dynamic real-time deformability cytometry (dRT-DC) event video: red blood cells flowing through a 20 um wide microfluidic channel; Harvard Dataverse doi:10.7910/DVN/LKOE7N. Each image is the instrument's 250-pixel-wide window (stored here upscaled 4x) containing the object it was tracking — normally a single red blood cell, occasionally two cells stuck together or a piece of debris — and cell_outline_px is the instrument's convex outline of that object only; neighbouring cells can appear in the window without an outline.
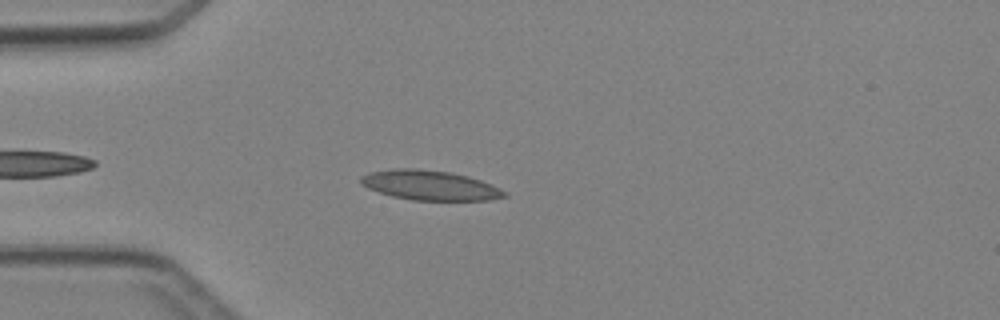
{"species": "Egyptian fruit bat (a non-hibernating species)", "species_latin": "Rousettus aegyptiacus", "temperature_condition": "cold", "stored_images_in_passage": 3, "camera_frame_rate_fps": 3000, "um_per_image_px": 0.085, "animal": {"sex": "female"}, "frame": {"image": 1, "passage_image": 3, "time_ms": 2.333, "image_size_px": [1000, 320], "cell_outline_px": [[508, 196], [488, 200], [412, 200], [392, 196], [368, 188], [360, 184], [360, 176], [368, 172], [396, 168], [416, 168], [452, 172], [468, 176], [492, 184], [508, 192]], "centroid_in_image_um": [36.55, 15.74], "position_along_channel_um": 48.5, "area_um2": 25.09}}